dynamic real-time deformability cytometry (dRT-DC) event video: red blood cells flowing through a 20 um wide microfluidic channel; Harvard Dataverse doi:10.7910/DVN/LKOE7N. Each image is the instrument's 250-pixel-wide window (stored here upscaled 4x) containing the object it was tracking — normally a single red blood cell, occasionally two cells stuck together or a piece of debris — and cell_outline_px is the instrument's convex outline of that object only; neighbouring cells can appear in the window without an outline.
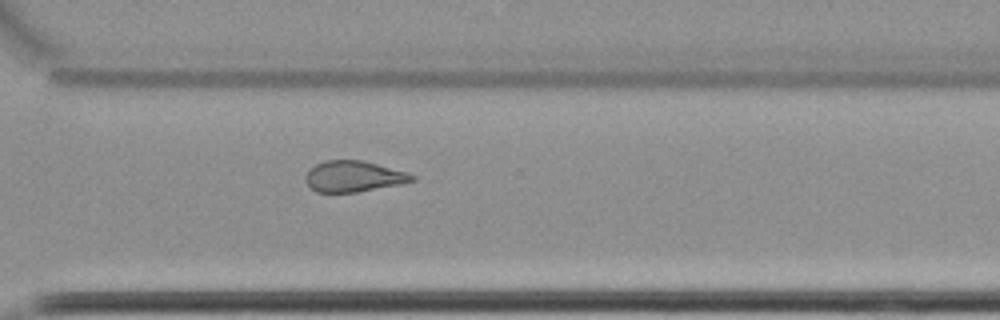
{"species": "common noctule bat (a hibernating species)", "species_latin": "Nyctalus noctula", "temperature_condition": "cold", "stored_images_in_passage": 10, "camera_frame_rate_fps": 3000, "um_per_image_px": 0.085, "animal": {"sex": "female", "body_mass_g": 22.7, "forearm_length_mm": 54.2}, "frame": {"image": 1, "passage_image": 10, "time_ms": 3.0, "image_size_px": [1000, 320], "cell_outline_px": [[416, 180], [400, 184], [356, 192], [316, 192], [304, 180], [304, 176], [316, 164], [324, 160], [364, 160], [408, 172], [416, 176]], "centroid_in_image_um": [30.08, 14.98], "position_along_channel_um": 340.5, "area_um2": 19.25}}